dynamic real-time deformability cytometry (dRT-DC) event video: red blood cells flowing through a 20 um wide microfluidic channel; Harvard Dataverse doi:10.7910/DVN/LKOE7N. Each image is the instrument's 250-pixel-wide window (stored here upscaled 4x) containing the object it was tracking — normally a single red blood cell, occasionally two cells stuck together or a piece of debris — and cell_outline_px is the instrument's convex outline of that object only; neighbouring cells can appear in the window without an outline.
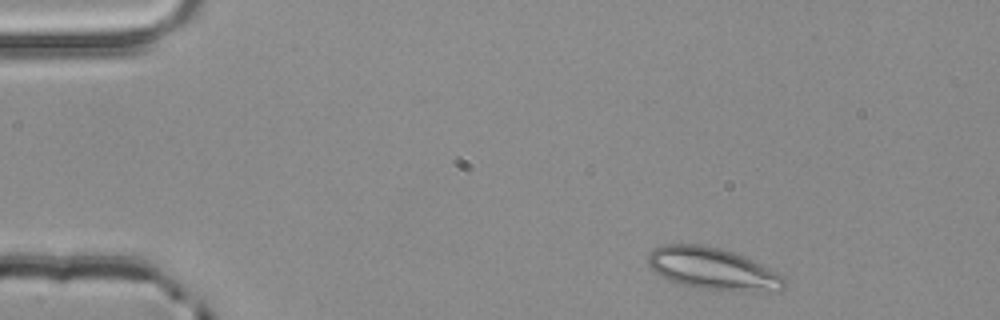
{"species": "common noctule bat (a hibernating species)", "species_latin": "Nyctalus noctula", "temperature_condition": "room temperature", "stored_images_in_passage": 3, "camera_frame_rate_fps": 3000, "um_per_image_px": 0.085, "animal": {"sex": "male", "body_mass_g": 20.4}, "frame": {"image": 1, "passage_image": 1, "time_ms": 0.0, "image_size_px": [1000, 320], "cell_outline_px": [[784, 288], [780, 292], [692, 288], [668, 280], [660, 276], [648, 264], [648, 252], [664, 244], [700, 244], [720, 248], [744, 256], [784, 276]], "centroid_in_image_um": [60.56, 22.85], "position_along_channel_um": 24.4, "area_um2": 33.23}}